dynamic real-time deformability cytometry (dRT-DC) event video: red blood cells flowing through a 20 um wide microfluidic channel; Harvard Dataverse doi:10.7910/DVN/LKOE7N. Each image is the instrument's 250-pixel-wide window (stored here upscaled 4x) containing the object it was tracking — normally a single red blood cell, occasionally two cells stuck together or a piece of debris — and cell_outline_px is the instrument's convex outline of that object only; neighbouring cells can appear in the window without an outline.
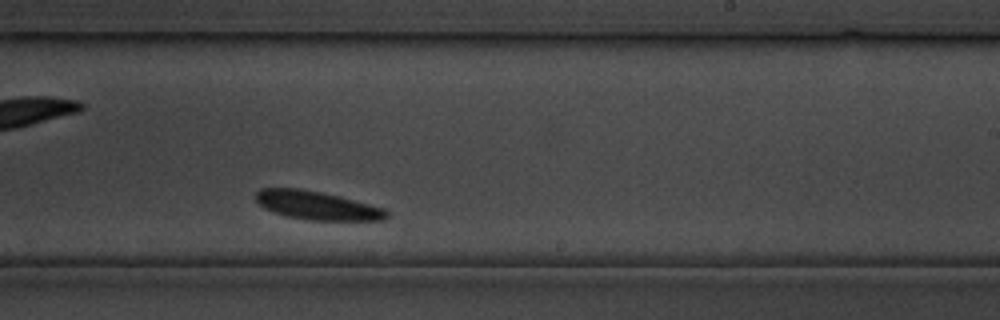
{"species": "common noctule bat (a hibernating species)", "species_latin": "Nyctalus noctula", "temperature_condition": "cold", "stored_images_in_passage": 26, "camera_frame_rate_fps": 3000, "um_per_image_px": 0.085, "animal": {"sex": "male", "body_mass_g": 19.5, "forearm_length_mm": 54.6}, "frame": {"image": 1, "passage_image": 15, "time_ms": 17.0, "image_size_px": [1000, 320], "cell_outline_px": [[388, 216], [384, 220], [312, 220], [288, 216], [264, 208], [256, 200], [256, 192], [260, 188], [300, 188], [340, 196], [384, 208], [388, 212]], "centroid_in_image_um": [26.96, 17.45], "position_along_channel_um": 262.0, "area_um2": 21.5}}
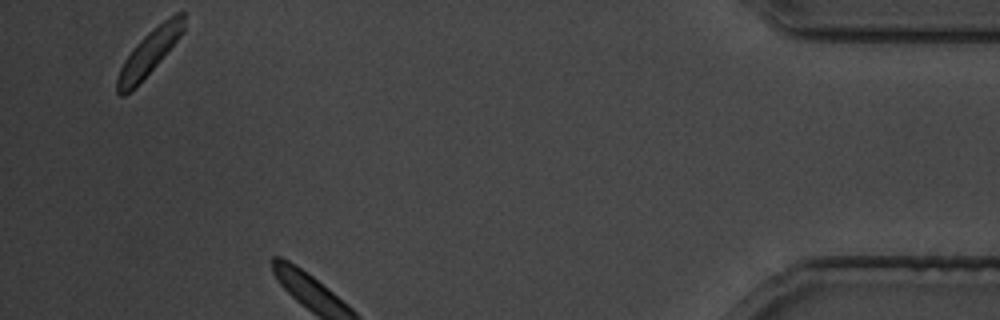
{"frame": {"image": 2, "passage_image": 26, "time_ms": 30.667, "image_size_px": [1000, 320], "cell_outline_px": [[184, 32], [160, 60], [124, 96], [120, 96], [116, 92], [116, 80], [120, 68], [124, 60], [136, 44], [148, 32], [164, 20], [176, 12], [184, 12]], "centroid_in_image_um": [12.68, 4.43], "position_along_channel_um": 422.5, "area_um2": 16.88}}